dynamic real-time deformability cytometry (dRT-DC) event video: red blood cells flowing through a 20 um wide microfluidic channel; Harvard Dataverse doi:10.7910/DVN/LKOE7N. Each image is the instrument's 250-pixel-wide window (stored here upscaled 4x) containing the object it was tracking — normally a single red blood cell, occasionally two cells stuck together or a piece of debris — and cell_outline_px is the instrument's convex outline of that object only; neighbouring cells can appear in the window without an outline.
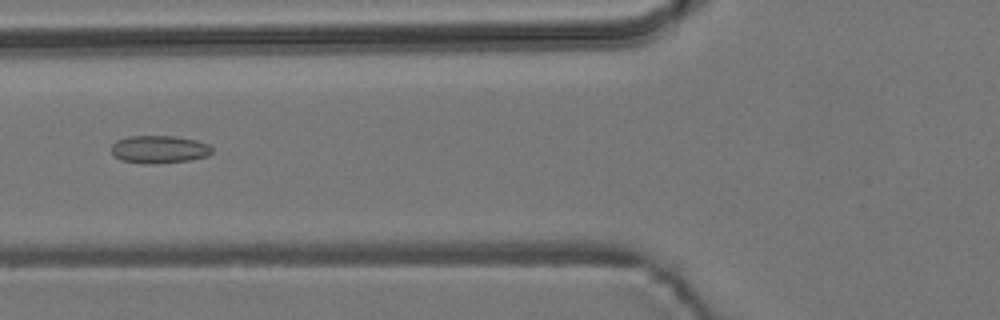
{"species": "common noctule bat (a hibernating species)", "species_latin": "Nyctalus noctula", "temperature_condition": "room temperature", "stored_images_in_passage": 8, "camera_frame_rate_fps": 3000, "um_per_image_px": 0.085, "animal": {"sex": "male", "body_mass_g": 19.2, "forearm_length_mm": 51.8}, "frame": {"image": 1, "passage_image": 6, "time_ms": 6.0, "image_size_px": [1000, 320], "cell_outline_px": [[212, 152], [208, 156], [188, 160], [152, 164], [144, 164], [120, 160], [112, 152], [112, 144], [116, 140], [128, 136], [172, 136], [196, 140], [208, 144], [212, 148]], "centroid_in_image_um": [13.52, 12.69], "position_along_channel_um": 112.3, "area_um2": 16.24}}
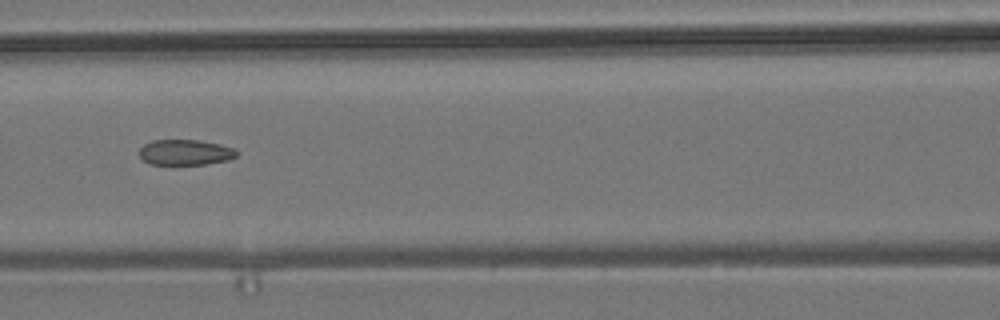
{"frame": {"image": 2, "passage_image": 7, "time_ms": 7.0, "image_size_px": [1000, 320], "cell_outline_px": [[236, 156], [228, 160], [204, 164], [152, 164], [144, 160], [136, 152], [144, 144], [152, 140], [200, 140], [220, 144], [236, 148]], "centroid_in_image_um": [15.73, 12.93], "position_along_channel_um": 150.9, "area_um2": 14.51}}
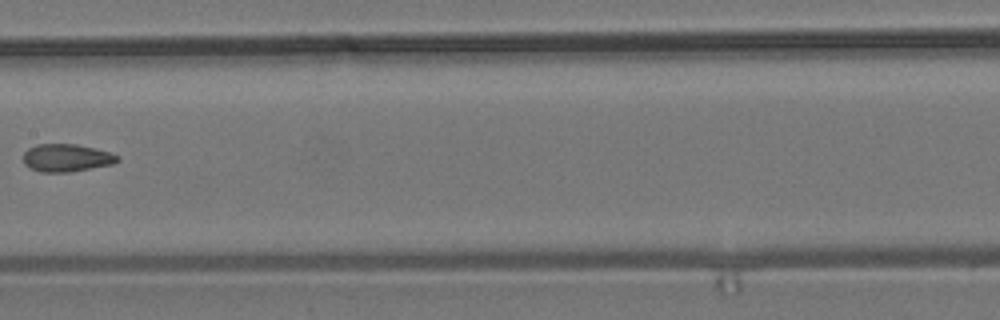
{"frame": {"image": 3, "passage_image": 8, "time_ms": 8.333, "image_size_px": [1000, 320], "cell_outline_px": [[120, 160], [112, 164], [68, 172], [40, 172], [24, 164], [24, 152], [28, 148], [36, 144], [76, 144], [96, 148], [120, 156]], "centroid_in_image_um": [5.65, 13.41], "position_along_channel_um": 201.7, "area_um2": 15.14}}